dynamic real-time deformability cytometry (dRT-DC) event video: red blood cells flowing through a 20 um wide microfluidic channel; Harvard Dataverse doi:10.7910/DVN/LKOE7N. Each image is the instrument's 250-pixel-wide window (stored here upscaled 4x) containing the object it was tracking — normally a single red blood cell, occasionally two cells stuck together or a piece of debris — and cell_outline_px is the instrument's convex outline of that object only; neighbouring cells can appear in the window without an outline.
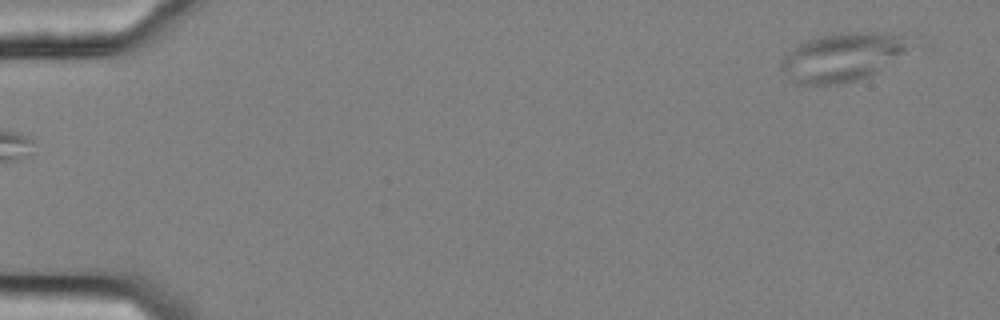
{"species": "common noctule bat (a hibernating species)", "species_latin": "Nyctalus noctula", "temperature_condition": "cold", "stored_images_in_passage": 52, "camera_frame_rate_fps": 3000, "um_per_image_px": 0.085, "animal": {"sex": "female", "body_mass_g": 25.1}, "frame": {"image": 1, "passage_image": 1, "time_ms": 0.0, "image_size_px": [1000, 320], "cell_outline_px": [[904, 52], [868, 76], [856, 80], [836, 84], [796, 84], [780, 68], [780, 60], [784, 56], [800, 44], [808, 40], [820, 36], [844, 32], [876, 32], [896, 36], [904, 48]], "centroid_in_image_um": [71.42, 4.88], "position_along_channel_um": 13.6, "area_um2": 34.51}, "authors_computed_cell_mechanics": {"area_um2": 28.2353, "velocity_mm_per_s": 3.6107, "shape_relaxation_time_tau1_ms": null, "shape_relaxation_time_tau2_ms": 1.4576, "deformation_change_tau1": null, "deformation_change_tau2": 0.08}}